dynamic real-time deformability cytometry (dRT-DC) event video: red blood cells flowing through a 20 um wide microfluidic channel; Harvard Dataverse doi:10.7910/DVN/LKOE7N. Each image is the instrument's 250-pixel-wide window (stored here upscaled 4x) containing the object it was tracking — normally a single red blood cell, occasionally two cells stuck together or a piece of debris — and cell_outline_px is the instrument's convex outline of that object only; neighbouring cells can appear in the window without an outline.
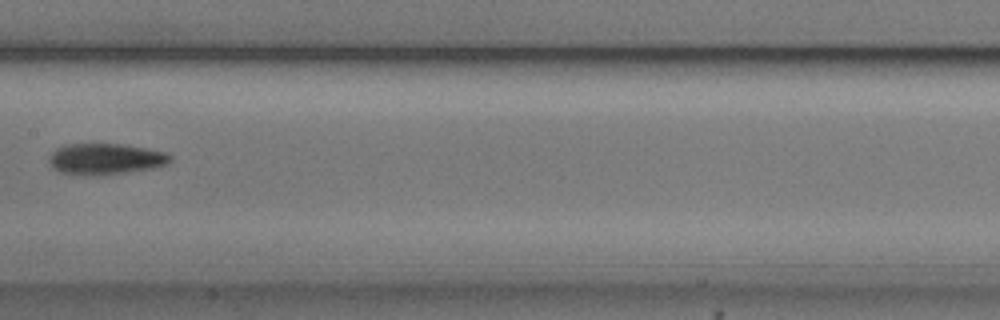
{"species": "common noctule bat (a hibernating species)", "species_latin": "Nyctalus noctula", "temperature_condition": "cold", "stored_images_in_passage": 7, "camera_frame_rate_fps": 3000, "um_per_image_px": 0.085, "animal": {"sex": "male", "body_mass_g": 20.5, "forearm_length_mm": 52.5}, "frame": {"image": 1, "passage_image": 6, "time_ms": 6.0, "image_size_px": [1000, 320], "cell_outline_px": [[172, 160], [168, 164], [152, 168], [120, 172], [60, 172], [52, 168], [48, 160], [52, 152], [56, 148], [64, 144], [120, 144], [168, 152], [172, 156]], "centroid_in_image_um": [9.0, 13.45], "position_along_channel_um": 198.4, "area_um2": 20.98}}
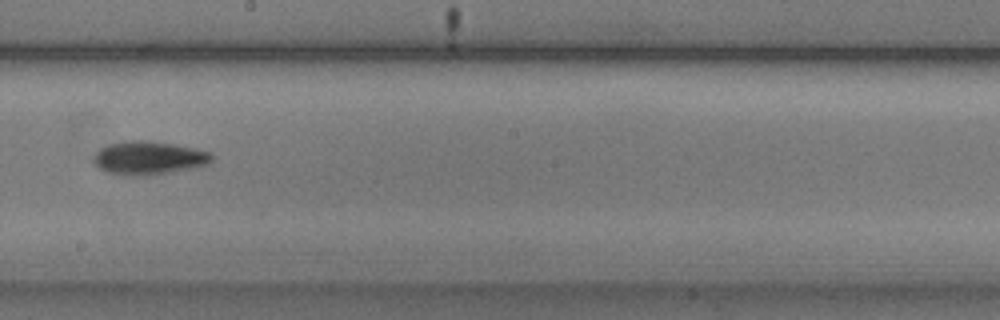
{"frame": {"image": 2, "passage_image": 7, "time_ms": 7.0, "image_size_px": [1000, 320], "cell_outline_px": [[212, 160], [208, 164], [188, 168], [144, 176], [108, 172], [100, 168], [92, 160], [96, 152], [100, 148], [108, 144], [124, 140], [144, 140], [172, 144], [196, 148], [212, 152]], "centroid_in_image_um": [12.63, 13.39], "position_along_channel_um": 235.6, "area_um2": 22.6}}